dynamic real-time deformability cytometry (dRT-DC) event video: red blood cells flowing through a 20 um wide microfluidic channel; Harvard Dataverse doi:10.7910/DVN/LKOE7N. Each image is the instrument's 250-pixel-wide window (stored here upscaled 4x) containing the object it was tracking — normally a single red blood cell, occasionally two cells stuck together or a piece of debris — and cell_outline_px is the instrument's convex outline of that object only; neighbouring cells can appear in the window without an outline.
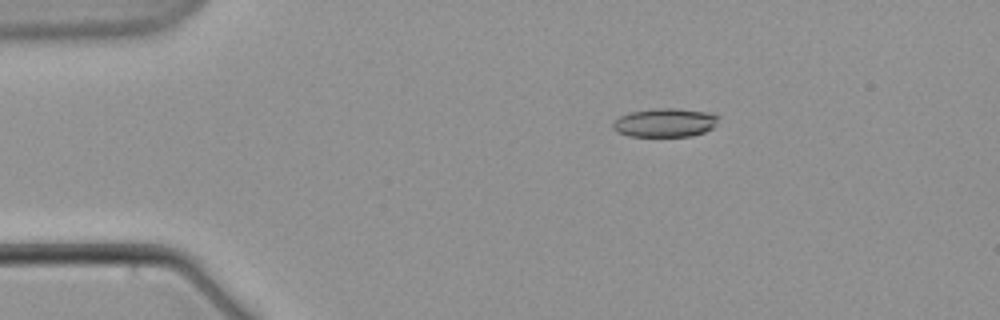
{"species": "common noctule bat (a hibernating species)", "species_latin": "Nyctalus noctula", "temperature_condition": "warm", "stored_images_in_passage": 6, "camera_frame_rate_fps": 3000, "um_per_image_px": 0.085, "animal": {"sex": "male", "body_mass_g": 21.5, "forearm_length_mm": 52.0}, "frame": {"image": 1, "passage_image": 4, "time_ms": 3.667, "image_size_px": [1000, 320], "cell_outline_px": [[720, 116], [716, 124], [712, 128], [704, 132], [692, 136], [628, 136], [616, 132], [612, 128], [612, 124], [620, 116], [632, 112], [656, 108], [676, 108], [708, 112]], "centroid_in_image_um": [56.53, 10.43], "position_along_channel_um": 28.5, "area_um2": 17.69}}